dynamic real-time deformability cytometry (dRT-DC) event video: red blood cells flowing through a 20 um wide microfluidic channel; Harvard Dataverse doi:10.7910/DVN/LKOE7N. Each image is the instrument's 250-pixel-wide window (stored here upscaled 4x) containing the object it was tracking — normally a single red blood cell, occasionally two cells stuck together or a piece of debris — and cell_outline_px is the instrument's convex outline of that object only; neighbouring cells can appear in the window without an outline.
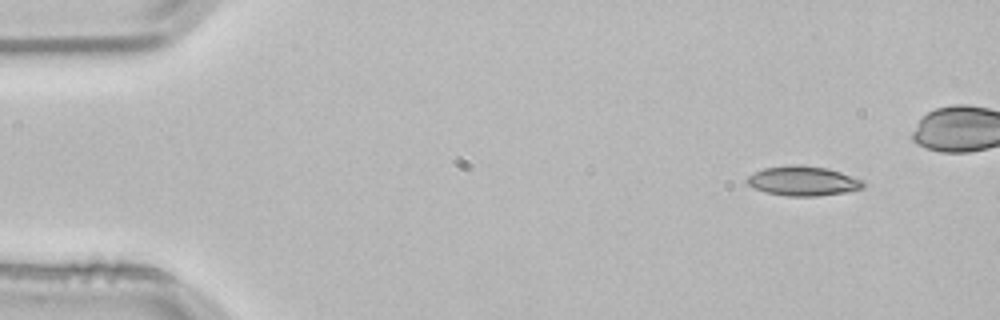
{"species": "common noctule bat (a hibernating species)", "species_latin": "Nyctalus noctula", "temperature_condition": "room temperature", "stored_images_in_passage": 4, "camera_frame_rate_fps": 3000, "um_per_image_px": 0.085, "animal": {"sex": "male", "body_mass_g": 21.5, "forearm_length_mm": 52.0}, "frame": {"image": 1, "passage_image": 1, "time_ms": 0.0, "image_size_px": [1000, 320], "cell_outline_px": [[864, 188], [848, 192], [816, 196], [788, 196], [764, 192], [748, 184], [744, 180], [748, 176], [764, 168], [788, 164], [800, 164], [828, 168], [864, 180]], "centroid_in_image_um": [68.27, 15.37], "position_along_channel_um": 16.7, "area_um2": 20.23}}